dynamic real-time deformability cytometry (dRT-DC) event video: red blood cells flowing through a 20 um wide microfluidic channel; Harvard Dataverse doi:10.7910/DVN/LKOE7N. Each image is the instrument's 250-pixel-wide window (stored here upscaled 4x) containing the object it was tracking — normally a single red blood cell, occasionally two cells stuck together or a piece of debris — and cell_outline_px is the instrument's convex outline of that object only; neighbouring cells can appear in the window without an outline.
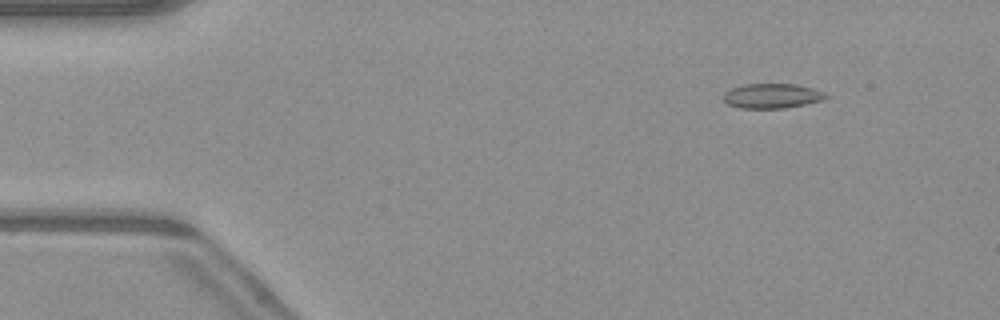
{"species": "common noctule bat (a hibernating species)", "species_latin": "Nyctalus noctula", "temperature_condition": "warm", "stored_images_in_passage": 50, "camera_frame_rate_fps": 3000, "um_per_image_px": 0.085, "animal": {"sex": "male", "body_mass_g": 23.1, "forearm_length_mm": 52.7}, "frame": {"image": 1, "passage_image": 6, "time_ms": 1.667, "image_size_px": [1000, 320], "cell_outline_px": [[828, 96], [824, 100], [784, 108], [740, 108], [728, 104], [724, 100], [724, 92], [732, 88], [744, 84], [796, 84], [812, 88], [824, 92]], "centroid_in_image_um": [65.62, 8.15], "position_along_channel_um": 19.4, "area_um2": 14.68}}
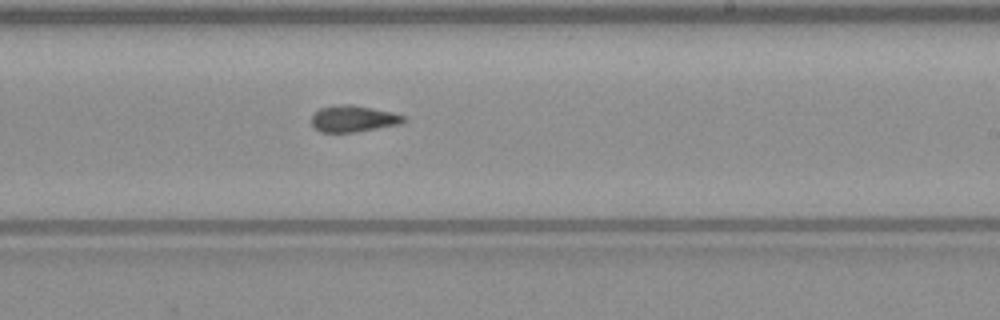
{"frame": {"image": 2, "passage_image": 30, "time_ms": 9.667, "image_size_px": [1000, 320], "cell_outline_px": [[408, 120], [400, 124], [356, 132], [320, 132], [312, 124], [312, 116], [320, 108], [340, 104], [348, 104], [392, 112], [408, 116]], "centroid_in_image_um": [30.08, 10.09], "position_along_channel_um": 258.9, "area_um2": 14.16}}
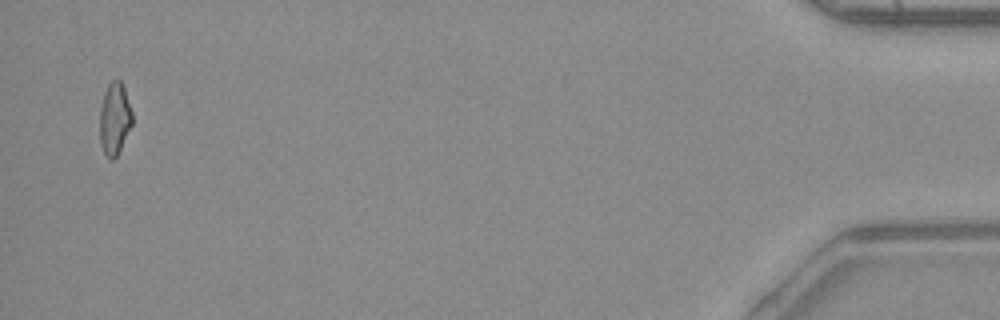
{"frame": {"image": 3, "passage_image": 49, "time_ms": 16.0, "image_size_px": [1000, 320], "cell_outline_px": [[132, 124], [116, 156], [112, 160], [108, 160], [100, 144], [100, 108], [104, 92], [108, 84], [112, 80], [120, 80], [124, 88], [132, 112]], "centroid_in_image_um": [9.72, 10.09], "position_along_channel_um": 425.5, "area_um2": 13.53}, "authors_computed_cell_mechanics": {"area_um2": 14.3633, "velocity_mm_per_s": 4.1245, "shape_relaxation_time_tau1_ms": 4.7808, "shape_relaxation_time_tau2_ms": 3.6216, "deformation_change_tau1": 0.1469, "deformation_change_tau2": 0.101}}